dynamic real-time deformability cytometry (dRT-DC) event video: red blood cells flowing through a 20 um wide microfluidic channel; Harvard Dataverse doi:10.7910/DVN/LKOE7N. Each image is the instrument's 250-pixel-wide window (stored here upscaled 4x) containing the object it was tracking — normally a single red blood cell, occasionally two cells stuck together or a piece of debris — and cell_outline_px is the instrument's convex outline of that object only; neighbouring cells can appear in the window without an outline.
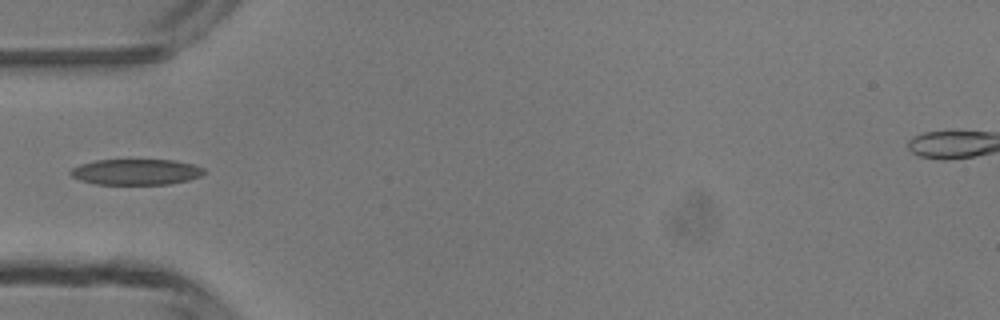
{"species": "common noctule bat (a hibernating species)", "species_latin": "Nyctalus noctula", "temperature_condition": "room temperature", "stored_images_in_passage": 5, "camera_frame_rate_fps": 3000, "um_per_image_px": 0.085, "animal": {"sex": "male", "body_mass_g": 13.3}, "frame": {"image": 1, "passage_image": 5, "time_ms": 4.667, "image_size_px": [1000, 320], "cell_outline_px": [[208, 172], [200, 176], [188, 180], [168, 184], [96, 184], [80, 180], [72, 176], [68, 172], [72, 168], [80, 164], [96, 160], [176, 160], [192, 164], [204, 168]], "centroid_in_image_um": [11.58, 14.61], "position_along_channel_um": 73.4, "area_um2": 20.11}}